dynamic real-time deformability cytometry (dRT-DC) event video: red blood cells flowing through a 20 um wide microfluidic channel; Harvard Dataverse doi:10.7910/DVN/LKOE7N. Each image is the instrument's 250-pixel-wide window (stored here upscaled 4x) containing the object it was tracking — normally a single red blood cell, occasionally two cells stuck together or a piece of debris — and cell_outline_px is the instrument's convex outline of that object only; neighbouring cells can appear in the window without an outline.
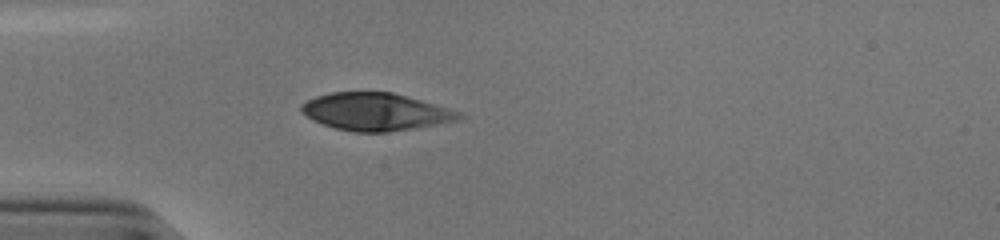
{"species": "human", "species_latin": "Homo sapiens", "temperature_condition": "cold", "stored_images_in_passage": 38, "camera_frame_rate_fps": 3000, "um_per_image_px": 0.085, "donor": {"sex": "male"}, "frame": {"image": 1, "passage_image": 1, "time_ms": 0.0, "image_size_px": [1000, 240], "cell_outline_px": [[464, 116], [456, 120], [412, 128], [388, 132], [352, 132], [336, 128], [312, 120], [300, 112], [300, 104], [316, 96], [332, 92], [392, 92], [420, 100], [460, 112]], "centroid_in_image_um": [31.84, 9.5], "position_along_channel_um": 53.2, "area_um2": 34.04}}
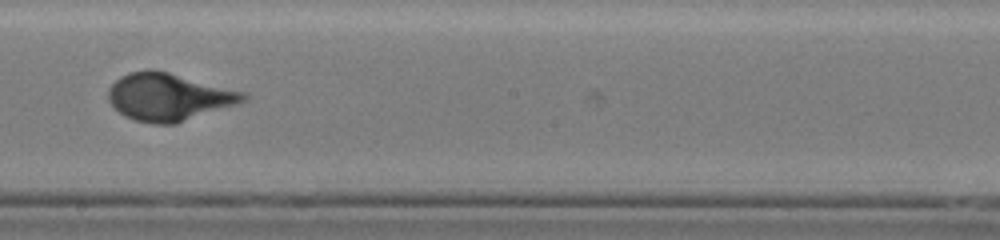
{"frame": {"image": 2, "passage_image": 16, "time_ms": 5.0, "image_size_px": [1000, 240], "cell_outline_px": [[248, 100], [176, 124], [152, 124], [132, 120], [124, 116], [108, 100], [108, 88], [120, 76], [128, 72], [148, 68], [168, 72], [244, 92], [248, 96]], "centroid_in_image_um": [14.31, 8.24], "position_along_channel_um": 233.9, "area_um2": 37.34}}
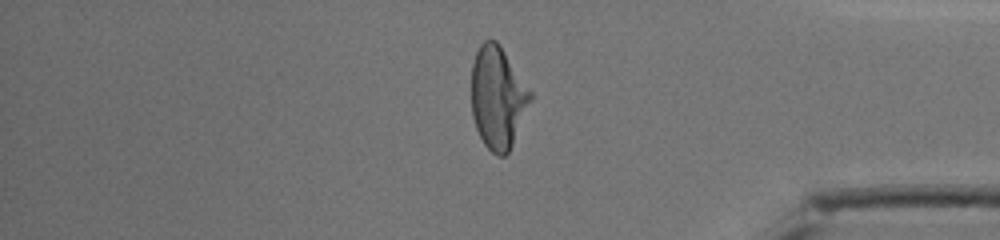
{"frame": {"image": 3, "passage_image": 30, "time_ms": 9.667, "image_size_px": [1000, 240], "cell_outline_px": [[532, 100], [512, 144], [508, 152], [504, 156], [496, 156], [484, 144], [476, 128], [472, 116], [472, 64], [476, 52], [480, 44], [484, 40], [496, 40], [500, 44], [532, 92]], "centroid_in_image_um": [42.31, 8.28], "position_along_channel_um": 392.9, "area_um2": 35.08}}